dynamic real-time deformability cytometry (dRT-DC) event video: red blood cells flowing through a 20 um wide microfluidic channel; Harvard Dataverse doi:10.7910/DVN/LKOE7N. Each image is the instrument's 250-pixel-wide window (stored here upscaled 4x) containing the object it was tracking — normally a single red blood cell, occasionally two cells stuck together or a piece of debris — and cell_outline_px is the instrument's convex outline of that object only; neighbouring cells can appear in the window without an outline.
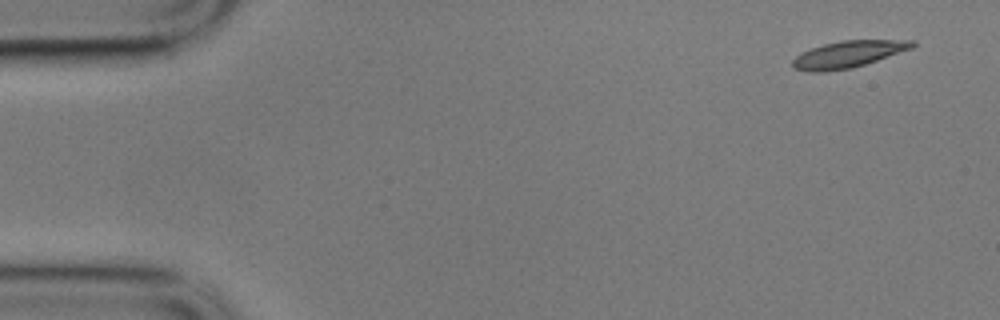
{"species": "common noctule bat (a hibernating species)", "species_latin": "Nyctalus noctula", "temperature_condition": "cold", "stored_images_in_passage": 6, "camera_frame_rate_fps": 3000, "um_per_image_px": 0.085, "animal": {"sex": "male", "body_mass_g": 17.9}, "frame": {"image": 1, "passage_image": 1, "time_ms": 0.0, "image_size_px": [1000, 320], "cell_outline_px": [[916, 44], [912, 48], [852, 68], [824, 72], [808, 72], [792, 68], [792, 60], [796, 56], [812, 48], [824, 44], [840, 40], [916, 40]], "centroid_in_image_um": [72.07, 4.61], "position_along_channel_um": 12.9, "area_um2": 18.55}}
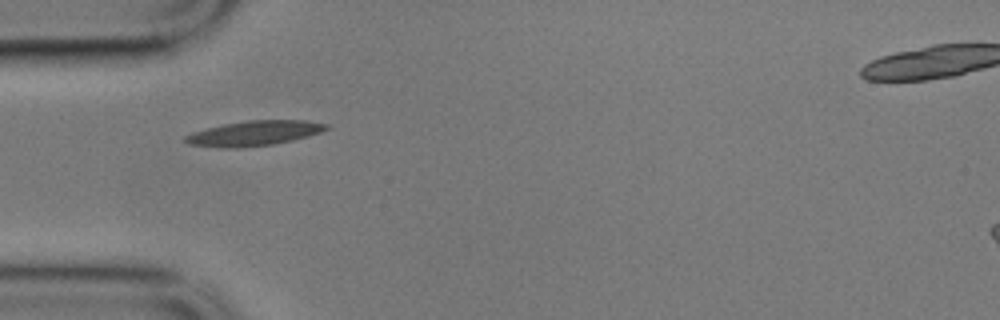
{"frame": {"image": 2, "passage_image": 5, "time_ms": 1.333, "image_size_px": [1000, 320], "cell_outline_px": [[332, 128], [308, 136], [292, 140], [272, 144], [240, 148], [220, 148], [188, 144], [184, 140], [184, 136], [192, 132], [224, 124], [248, 120], [308, 120], [332, 124]], "centroid_in_image_um": [21.65, 11.32], "position_along_channel_um": 63.3, "area_um2": 20.69}}